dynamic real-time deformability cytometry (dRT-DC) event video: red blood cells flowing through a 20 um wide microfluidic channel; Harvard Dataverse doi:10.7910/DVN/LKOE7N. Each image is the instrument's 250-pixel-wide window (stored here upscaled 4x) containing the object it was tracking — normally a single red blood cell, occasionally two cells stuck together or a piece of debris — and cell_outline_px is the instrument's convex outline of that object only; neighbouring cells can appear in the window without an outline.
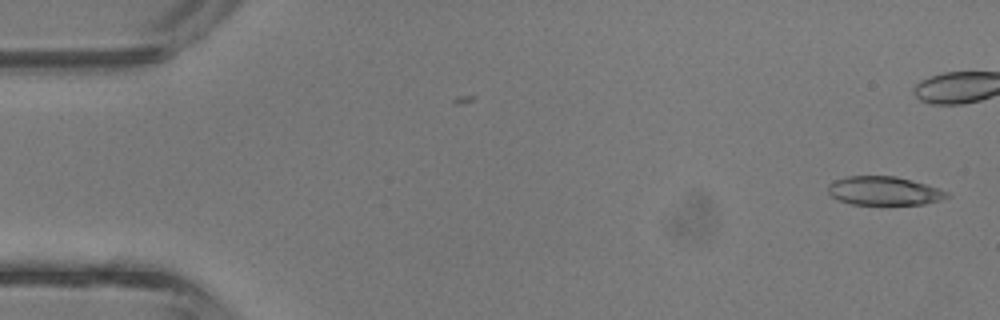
{"species": "common noctule bat (a hibernating species)", "species_latin": "Nyctalus noctula", "temperature_condition": "room temperature", "stored_images_in_passage": 32, "camera_frame_rate_fps": 3000, "um_per_image_px": 0.085, "animal": {"sex": "male", "body_mass_g": 13.3}, "frame": {"image": 1, "passage_image": 1, "time_ms": 0.0, "image_size_px": [1000, 320], "cell_outline_px": [[948, 196], [940, 200], [924, 204], [852, 204], [836, 200], [828, 192], [828, 184], [836, 180], [848, 176], [896, 176], [924, 184], [948, 192]], "centroid_in_image_um": [75.09, 16.22], "position_along_channel_um": 9.9, "area_um2": 19.59}}
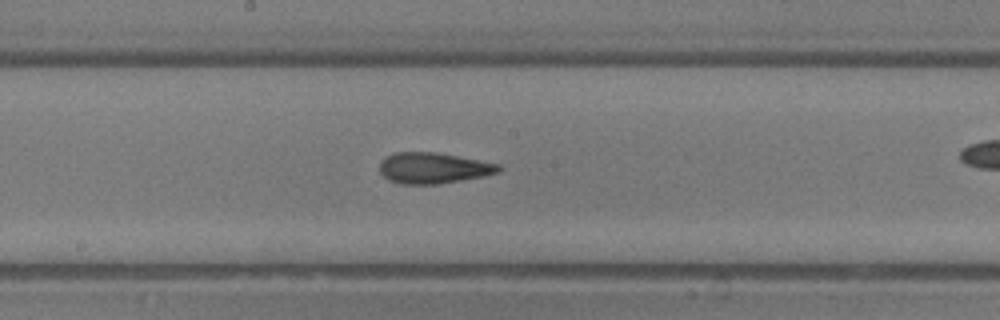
{"frame": {"image": 2, "passage_image": 21, "time_ms": 6.667, "image_size_px": [1000, 320], "cell_outline_px": [[504, 168], [500, 172], [484, 176], [440, 184], [400, 184], [388, 180], [380, 172], [380, 160], [384, 156], [396, 152], [436, 152], [500, 164]], "centroid_in_image_um": [36.83, 14.28], "position_along_channel_um": 211.4, "area_um2": 21.68}}
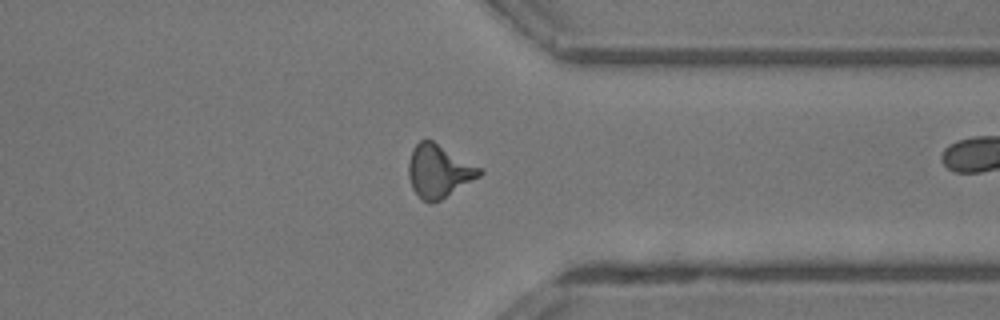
{"frame": {"image": 3, "passage_image": 31, "time_ms": 10.0, "image_size_px": [1000, 320], "cell_outline_px": [[484, 172], [480, 176], [440, 200], [424, 200], [412, 188], [408, 176], [408, 160], [412, 148], [420, 140], [432, 140], [484, 168]], "centroid_in_image_um": [37.32, 14.49], "position_along_channel_um": 374.1, "area_um2": 21.79}}